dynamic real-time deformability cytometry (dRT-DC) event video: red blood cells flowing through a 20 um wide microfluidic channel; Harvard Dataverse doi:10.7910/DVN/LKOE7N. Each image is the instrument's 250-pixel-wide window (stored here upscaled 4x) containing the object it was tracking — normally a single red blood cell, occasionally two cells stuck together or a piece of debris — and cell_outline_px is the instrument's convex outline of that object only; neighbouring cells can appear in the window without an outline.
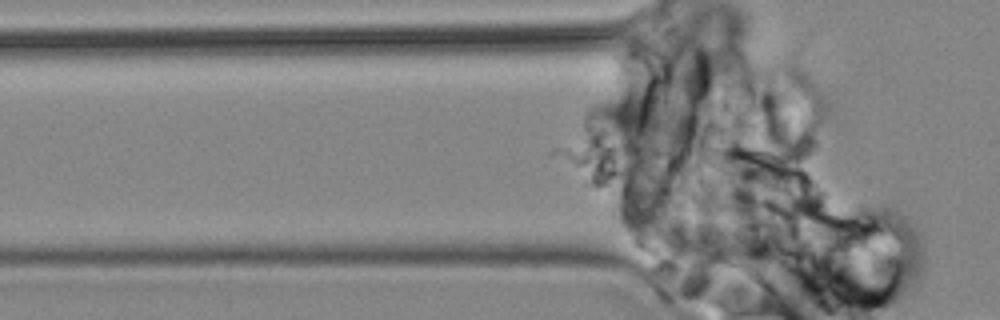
{"species": "common noctule bat (a hibernating species)", "species_latin": "Nyctalus noctula", "temperature_condition": "cold", "stored_images_in_passage": 10, "camera_frame_rate_fps": 3000, "um_per_image_px": 0.085, "animal": {"sex": "male", "body_mass_g": 19.2, "forearm_length_mm": 51.8}, "frame": {"image": 1, "passage_image": 6, "time_ms": 5.667, "image_size_px": [1000, 320], "cell_outline_px": [[672, 120], [668, 132], [664, 136], [644, 148], [608, 152], [596, 148], [588, 144], [584, 128], [584, 120], [588, 104], [600, 92], [668, 92], [672, 108]], "centroid_in_image_um": [53.32, 10.19], "position_along_channel_um": 72.5, "area_um2": 32.6}}
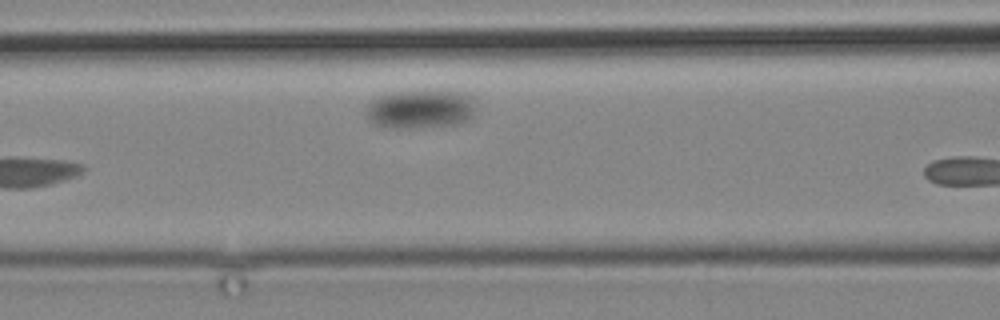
{"frame": {"image": 2, "passage_image": 9, "time_ms": 10.667, "image_size_px": [1000, 320], "cell_outline_px": [[476, 104], [472, 116], [468, 120], [460, 124], [424, 128], [384, 128], [372, 124], [364, 116], [368, 100], [376, 96], [396, 92], [460, 92], [468, 96]], "centroid_in_image_um": [35.64, 9.32], "position_along_channel_um": 131.0, "area_um2": 25.14}}